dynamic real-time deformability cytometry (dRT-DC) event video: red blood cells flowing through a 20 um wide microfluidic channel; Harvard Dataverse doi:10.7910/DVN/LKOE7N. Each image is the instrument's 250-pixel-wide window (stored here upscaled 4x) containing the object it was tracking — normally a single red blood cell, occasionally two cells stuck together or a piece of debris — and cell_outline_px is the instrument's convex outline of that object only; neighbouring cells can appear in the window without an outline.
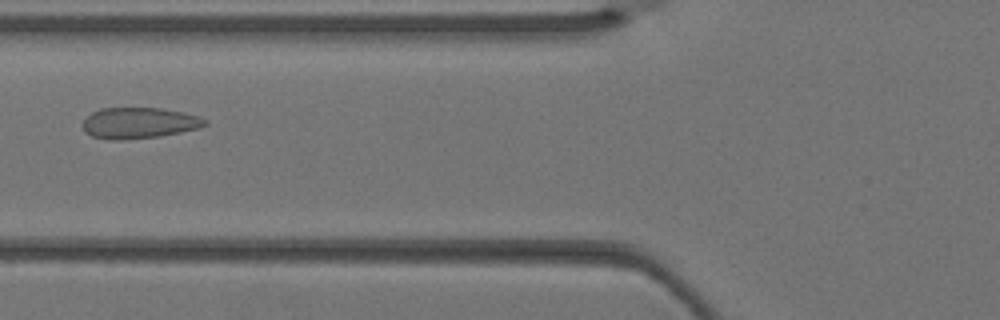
{"species": "Egyptian fruit bat (a non-hibernating species)", "species_latin": "Rousettus aegyptiacus", "temperature_condition": "warm", "stored_images_in_passage": 3, "camera_frame_rate_fps": 3000, "um_per_image_px": 0.085, "animal": {"sex": "female"}, "frame": {"image": 1, "passage_image": 3, "time_ms": 0.667, "image_size_px": [1000, 320], "cell_outline_px": [[208, 124], [200, 128], [160, 136], [120, 140], [108, 140], [92, 136], [84, 132], [84, 120], [92, 112], [100, 108], [160, 108], [184, 112], [200, 116], [208, 120]], "centroid_in_image_um": [11.85, 10.45], "position_along_channel_um": 113.9, "area_um2": 22.2}}